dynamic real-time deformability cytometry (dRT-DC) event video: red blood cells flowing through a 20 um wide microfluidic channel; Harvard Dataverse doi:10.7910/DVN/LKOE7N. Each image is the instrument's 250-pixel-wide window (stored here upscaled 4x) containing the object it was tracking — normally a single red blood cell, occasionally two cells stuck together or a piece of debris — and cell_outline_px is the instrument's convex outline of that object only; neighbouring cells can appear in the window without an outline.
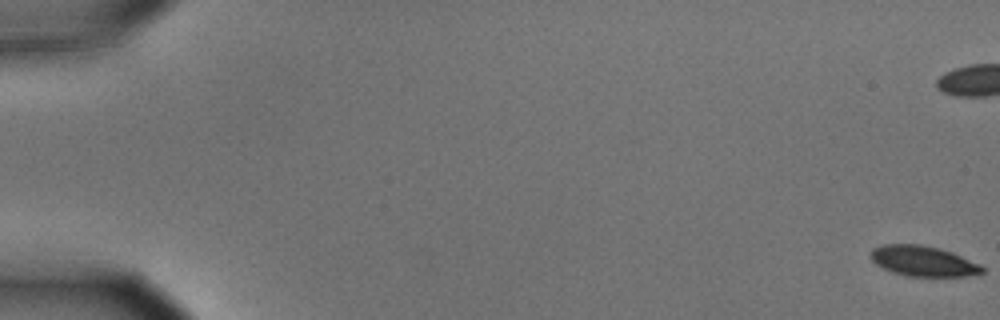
{"species": "common noctule bat (a hibernating species)", "species_latin": "Nyctalus noctula", "temperature_condition": "cold", "stored_images_in_passage": 4, "camera_frame_rate_fps": 3000, "um_per_image_px": 0.085, "animal": {"sex": "male", "body_mass_g": 15.6}, "frame": {"image": 1, "passage_image": 1, "time_ms": 0.0, "image_size_px": [1000, 320], "cell_outline_px": [[984, 272], [964, 276], [908, 276], [892, 272], [876, 264], [868, 256], [872, 248], [884, 244], [920, 244], [952, 252], [980, 264], [984, 268]], "centroid_in_image_um": [78.43, 22.18], "position_along_channel_um": 6.6, "area_um2": 19.65}}